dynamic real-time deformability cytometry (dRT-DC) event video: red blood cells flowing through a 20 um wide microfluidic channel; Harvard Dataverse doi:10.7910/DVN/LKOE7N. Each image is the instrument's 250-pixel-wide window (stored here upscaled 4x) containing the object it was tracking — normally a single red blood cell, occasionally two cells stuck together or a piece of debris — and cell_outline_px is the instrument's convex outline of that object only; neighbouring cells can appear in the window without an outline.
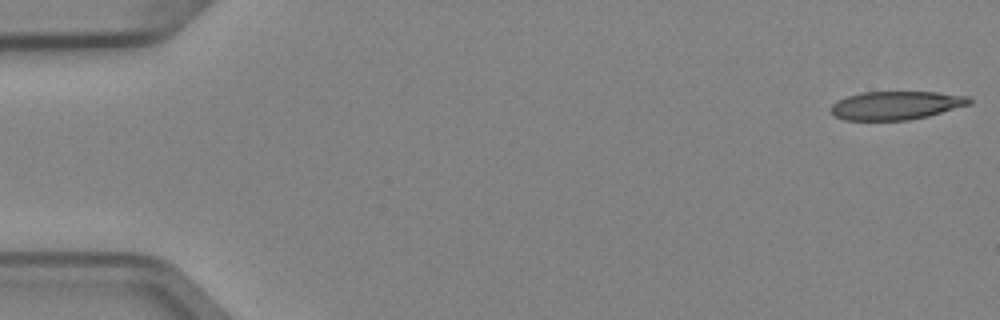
{"species": "Egyptian fruit bat (a non-hibernating species)", "species_latin": "Rousettus aegyptiacus", "temperature_condition": "cold", "stored_images_in_passage": 6, "segment_of_instrument_passage": [1, 2], "camera_frame_rate_fps": 3000, "um_per_image_px": 0.085, "animal": {"sex": "female"}, "frame": {"image": 1, "passage_image": 1, "time_ms": 0.0, "image_size_px": [1000, 320], "cell_outline_px": [[972, 104], [928, 116], [908, 120], [844, 120], [836, 116], [832, 112], [832, 104], [836, 100], [860, 92], [936, 92], [968, 96], [972, 100]], "centroid_in_image_um": [76.19, 8.95], "position_along_channel_um": 8.8, "area_um2": 22.95}}
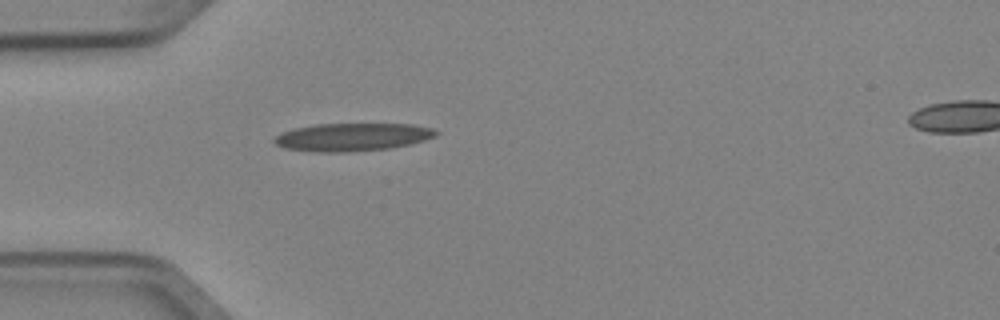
{"frame": {"image": 2, "passage_image": 5, "time_ms": 1.333, "image_size_px": [1000, 320], "cell_outline_px": [[440, 132], [436, 136], [424, 140], [408, 144], [388, 148], [352, 152], [316, 152], [284, 148], [276, 144], [272, 140], [280, 132], [296, 128], [316, 124], [412, 124], [432, 128]], "centroid_in_image_um": [29.93, 11.65], "position_along_channel_um": 55.1, "area_um2": 26.3}}